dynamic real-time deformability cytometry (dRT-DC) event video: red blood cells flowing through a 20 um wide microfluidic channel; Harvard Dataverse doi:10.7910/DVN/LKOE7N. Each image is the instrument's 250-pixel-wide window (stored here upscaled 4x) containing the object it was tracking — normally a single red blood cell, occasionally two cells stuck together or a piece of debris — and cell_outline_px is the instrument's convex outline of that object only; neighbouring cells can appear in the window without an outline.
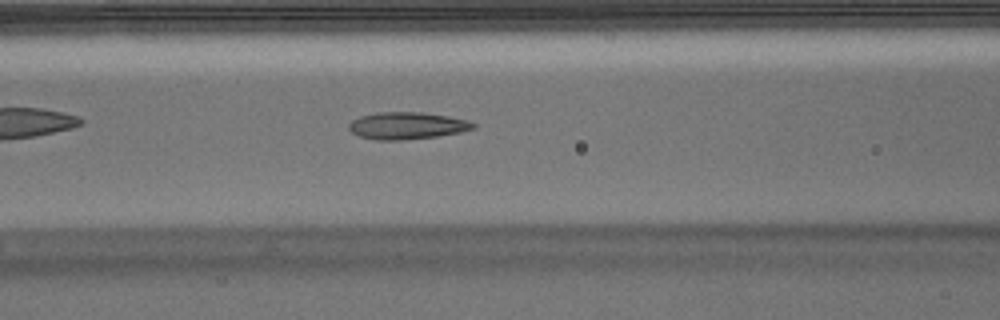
{"species": "Egyptian fruit bat (a non-hibernating species)", "species_latin": "Rousettus aegyptiacus", "temperature_condition": "warm", "stored_images_in_passage": 37, "camera_frame_rate_fps": 3000, "um_per_image_px": 0.085, "animal": {"sex": "male"}, "frame": {"image": 1, "passage_image": 11, "time_ms": 3.333, "image_size_px": [1000, 320], "cell_outline_px": [[476, 128], [460, 132], [436, 136], [404, 140], [376, 140], [360, 136], [352, 132], [348, 128], [348, 124], [352, 120], [360, 116], [376, 112], [420, 112], [448, 116], [468, 120], [476, 124]], "centroid_in_image_um": [34.59, 10.68], "position_along_channel_um": 132.0, "area_um2": 19.65}, "authors_computed_cell_mechanics": {"area_um2": 19.1318, "velocity_mm_per_s": 3.7729, "shape_relaxation_time_tau1_ms": null, "shape_relaxation_time_tau2_ms": 1.9114, "deformation_change_tau1": null, "deformation_change_tau2": 0.1084}}